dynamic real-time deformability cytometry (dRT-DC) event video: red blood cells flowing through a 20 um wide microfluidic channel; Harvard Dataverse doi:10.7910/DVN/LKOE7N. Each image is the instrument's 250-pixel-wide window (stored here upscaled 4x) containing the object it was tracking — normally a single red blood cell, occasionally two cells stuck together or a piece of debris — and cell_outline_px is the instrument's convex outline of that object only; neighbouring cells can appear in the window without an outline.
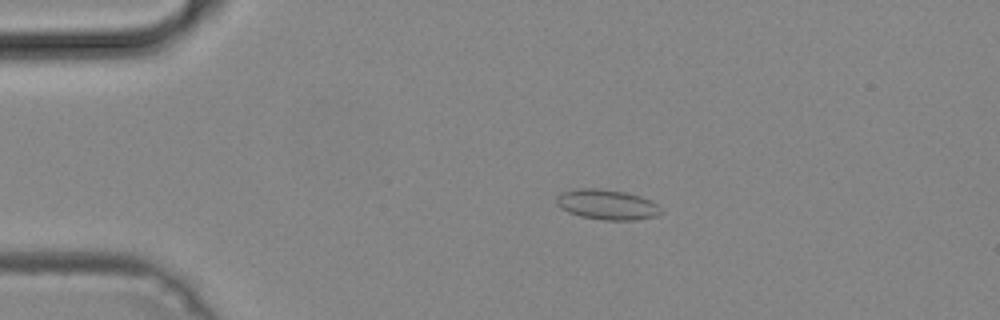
{"species": "common noctule bat (a hibernating species)", "species_latin": "Nyctalus noctula", "temperature_condition": "cold", "stored_images_in_passage": 51, "camera_frame_rate_fps": 3000, "um_per_image_px": 0.085, "animal": {"sex": "male", "body_mass_g": 19.2, "forearm_length_mm": 51.8}, "frame": {"image": 1, "passage_image": 11, "time_ms": 3.333, "image_size_px": [1000, 320], "cell_outline_px": [[664, 212], [656, 216], [636, 220], [604, 220], [580, 216], [568, 212], [560, 208], [556, 204], [556, 196], [564, 192], [580, 188], [592, 188], [624, 192], [640, 196], [656, 204]], "centroid_in_image_um": [51.58, 17.4], "position_along_channel_um": 33.4, "area_um2": 18.21}}
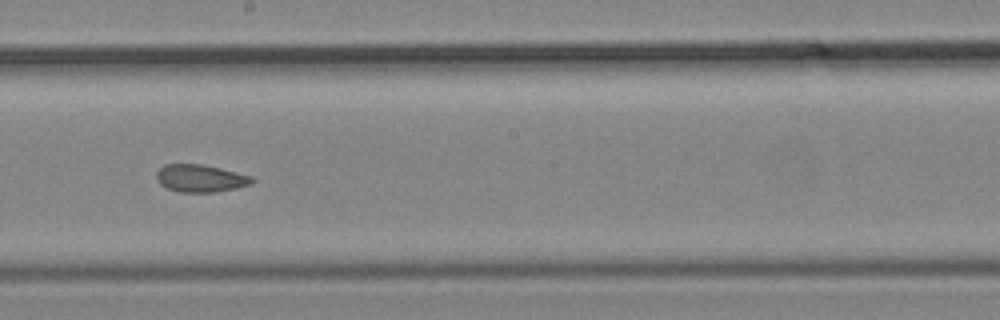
{"frame": {"image": 2, "passage_image": 29, "time_ms": 9.333, "image_size_px": [1000, 320], "cell_outline_px": [[256, 180], [252, 184], [236, 188], [216, 192], [180, 192], [168, 188], [160, 184], [156, 180], [156, 172], [164, 164], [200, 164], [220, 168], [252, 176]], "centroid_in_image_um": [17.04, 15.16], "position_along_channel_um": 231.2, "area_um2": 15.37}}
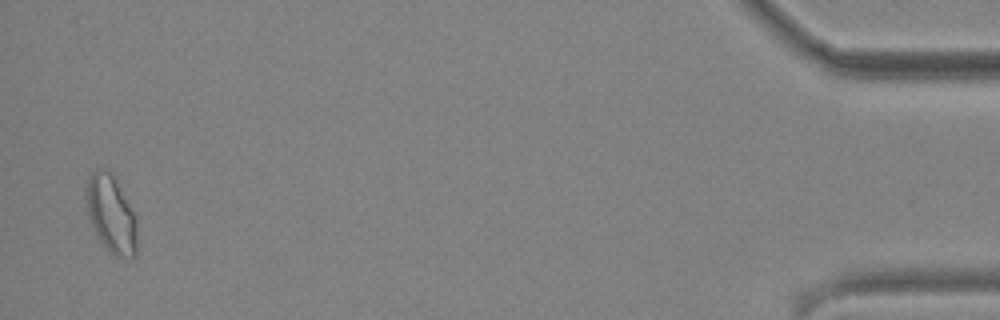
{"frame": {"image": 3, "passage_image": 50, "time_ms": 16.333, "image_size_px": [1000, 320], "cell_outline_px": [[136, 256], [116, 256], [108, 252], [100, 244], [92, 228], [88, 216], [84, 200], [84, 184], [88, 176], [96, 168], [108, 168], [116, 180], [136, 220]], "centroid_in_image_um": [9.35, 18.17], "position_along_channel_um": 425.8, "area_um2": 23.41}}